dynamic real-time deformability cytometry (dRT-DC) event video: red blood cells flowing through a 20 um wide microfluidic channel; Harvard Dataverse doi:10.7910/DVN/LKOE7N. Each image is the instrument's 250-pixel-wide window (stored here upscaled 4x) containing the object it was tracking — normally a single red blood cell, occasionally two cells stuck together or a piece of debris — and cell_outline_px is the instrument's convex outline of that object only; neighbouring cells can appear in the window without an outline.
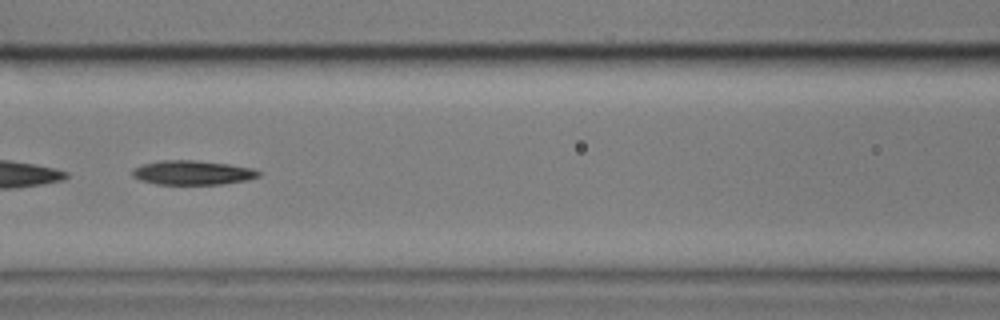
{"species": "common noctule bat (a hibernating species)", "species_latin": "Nyctalus noctula", "temperature_condition": "cold", "stored_images_in_passage": 8, "camera_frame_rate_fps": 3000, "um_per_image_px": 0.085, "animal": {"sex": "male", "body_mass_g": 17.9}, "frame": {"image": 1, "passage_image": 6, "time_ms": 6.0, "image_size_px": [1000, 320], "cell_outline_px": [[260, 176], [248, 180], [224, 184], [156, 184], [140, 180], [132, 176], [132, 168], [144, 164], [160, 160], [196, 160], [228, 164], [252, 168], [260, 172]], "centroid_in_image_um": [16.36, 14.67], "position_along_channel_um": 150.2, "area_um2": 17.92}}